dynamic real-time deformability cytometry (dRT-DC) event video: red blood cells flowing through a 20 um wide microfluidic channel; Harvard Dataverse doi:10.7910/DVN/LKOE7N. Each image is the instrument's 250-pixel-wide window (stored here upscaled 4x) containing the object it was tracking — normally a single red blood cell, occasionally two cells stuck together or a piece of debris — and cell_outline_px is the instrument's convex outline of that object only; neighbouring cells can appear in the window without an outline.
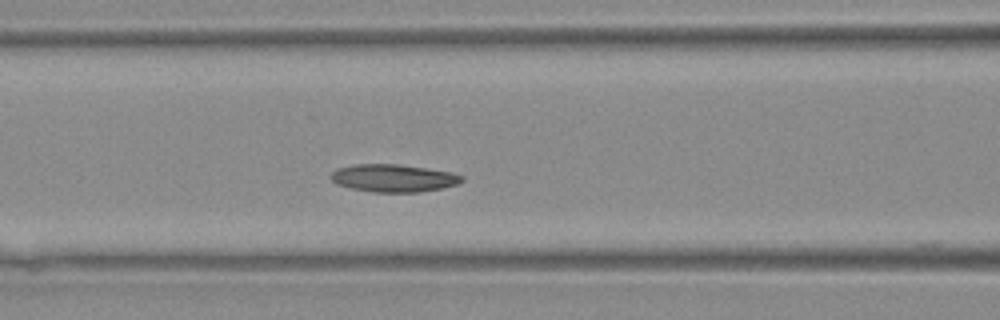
{"species": "Egyptian fruit bat (a non-hibernating species)", "species_latin": "Rousettus aegyptiacus", "temperature_condition": "warm", "stored_images_in_passage": 28, "camera_frame_rate_fps": 3000, "um_per_image_px": 0.085, "animal": {"sex": "female"}, "frame": {"image": 1, "passage_image": 3, "time_ms": 0.667, "image_size_px": [1000, 320], "cell_outline_px": [[464, 180], [456, 184], [440, 188], [420, 192], [372, 192], [352, 188], [336, 184], [328, 176], [336, 168], [352, 164], [396, 164], [452, 172], [464, 176]], "centroid_in_image_um": [33.4, 15.13], "position_along_channel_um": 133.2, "area_um2": 21.1}}
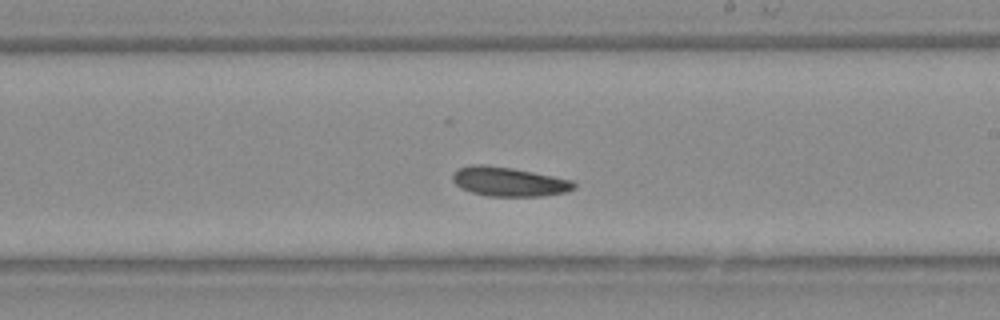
{"frame": {"image": 2, "passage_image": 10, "time_ms": 3.0, "image_size_px": [1000, 320], "cell_outline_px": [[576, 188], [568, 192], [540, 196], [488, 196], [472, 192], [460, 188], [452, 180], [452, 172], [456, 168], [472, 164], [484, 164], [512, 168], [572, 180], [576, 184]], "centroid_in_image_um": [43.22, 15.43], "position_along_channel_um": 245.8, "area_um2": 20.81}}
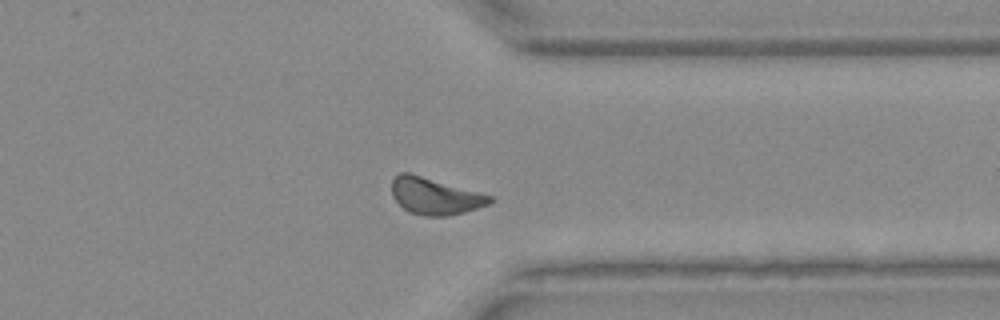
{"frame": {"image": 3, "passage_image": 18, "time_ms": 5.667, "image_size_px": [1000, 320], "cell_outline_px": [[492, 200], [488, 204], [464, 212], [448, 216], [428, 216], [408, 212], [392, 196], [392, 180], [400, 172], [408, 172], [492, 196]], "centroid_in_image_um": [36.93, 16.67], "position_along_channel_um": 374.5, "area_um2": 20.58}}